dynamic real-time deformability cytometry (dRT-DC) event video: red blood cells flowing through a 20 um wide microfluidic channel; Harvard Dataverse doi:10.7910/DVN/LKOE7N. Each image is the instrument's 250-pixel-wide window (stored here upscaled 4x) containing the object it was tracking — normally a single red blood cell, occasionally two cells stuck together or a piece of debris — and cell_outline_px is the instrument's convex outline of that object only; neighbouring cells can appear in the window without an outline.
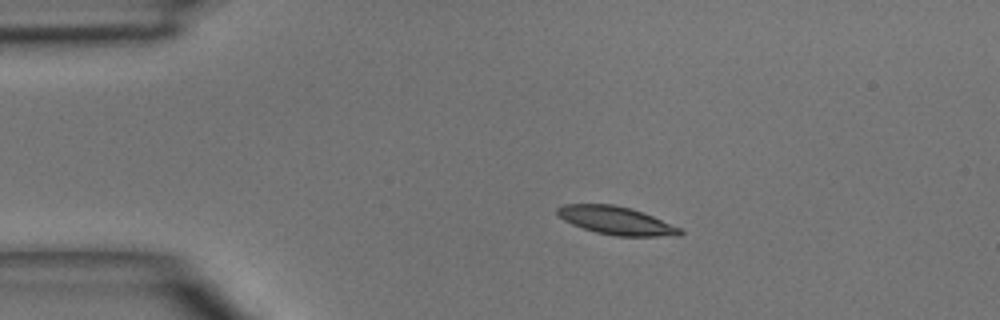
{"species": "common noctule bat (a hibernating species)", "species_latin": "Nyctalus noctula", "temperature_condition": "room temperature", "stored_images_in_passage": 2, "camera_frame_rate_fps": 3000, "um_per_image_px": 0.085, "animal": {"sex": "male", "body_mass_g": 15.6}, "frame": {"image": 1, "passage_image": 1, "time_ms": 0.0, "image_size_px": [1000, 320], "cell_outline_px": [[684, 232], [680, 236], [616, 236], [596, 232], [572, 224], [556, 216], [556, 208], [564, 204], [612, 204], [632, 208], [652, 216], [680, 228]], "centroid_in_image_um": [52.35, 18.74], "position_along_channel_um": 32.7, "area_um2": 20.06}}